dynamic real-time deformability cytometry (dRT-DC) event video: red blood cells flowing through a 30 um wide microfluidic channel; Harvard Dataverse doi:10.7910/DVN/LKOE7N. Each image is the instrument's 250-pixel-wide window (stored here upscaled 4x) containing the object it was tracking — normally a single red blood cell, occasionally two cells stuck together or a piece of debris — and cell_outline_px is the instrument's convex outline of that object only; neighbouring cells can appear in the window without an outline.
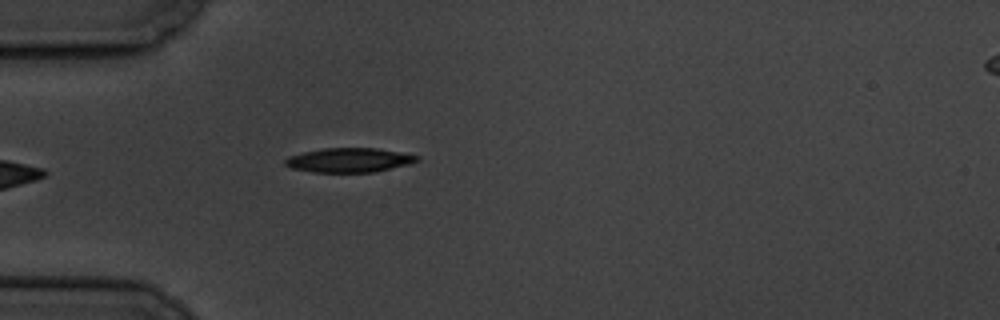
{"species": "common noctule bat (a hibernating species)", "species_latin": "Nyctalus noctula", "temperature_condition": "cold", "stored_images_in_passage": 6, "camera_frame_rate_fps": 3000, "um_per_image_px": 0.085, "animal": {"sex": "male", "body_mass_g": 19.5, "forearm_length_mm": 54.6}, "frame": {"image": 1, "passage_image": 6, "time_ms": 6.667, "image_size_px": [1000, 320], "cell_outline_px": [[420, 160], [412, 164], [376, 172], [312, 172], [292, 168], [284, 164], [284, 160], [288, 156], [304, 152], [324, 148], [376, 148], [400, 152], [420, 156]], "centroid_in_image_um": [29.72, 13.61], "position_along_channel_um": 55.3, "area_um2": 18.84}}